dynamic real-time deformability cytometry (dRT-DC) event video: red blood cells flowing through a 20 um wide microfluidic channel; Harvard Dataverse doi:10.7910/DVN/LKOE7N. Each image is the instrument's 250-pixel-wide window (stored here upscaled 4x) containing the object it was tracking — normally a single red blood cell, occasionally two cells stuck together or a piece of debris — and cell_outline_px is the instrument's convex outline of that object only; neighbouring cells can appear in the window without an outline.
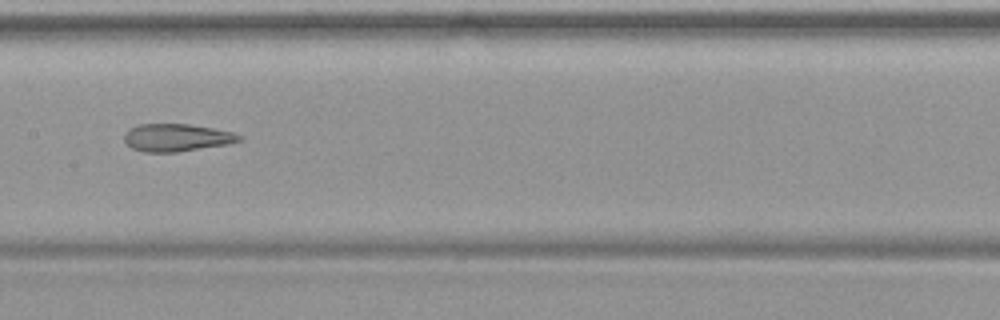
{"species": "common noctule bat (a hibernating species)", "species_latin": "Nyctalus noctula", "temperature_condition": "warm", "stored_images_in_passage": 35, "camera_frame_rate_fps": 3000, "um_per_image_px": 0.085, "animal": {"sex": "female", "body_mass_g": 19.9}, "frame": {"image": 1, "passage_image": 11, "time_ms": 3.333, "image_size_px": [1000, 320], "cell_outline_px": [[244, 136], [240, 140], [228, 144], [176, 152], [144, 152], [132, 148], [124, 140], [124, 132], [128, 128], [140, 124], [188, 124], [212, 128], [232, 132]], "centroid_in_image_um": [14.99, 11.69], "position_along_channel_um": 192.4, "area_um2": 18.44}}
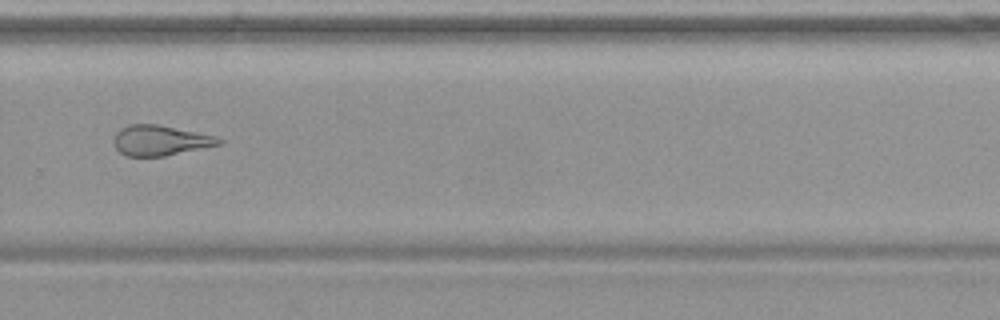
{"frame": {"image": 2, "passage_image": 20, "time_ms": 6.333, "image_size_px": [1000, 320], "cell_outline_px": [[224, 140], [220, 144], [164, 156], [124, 156], [116, 148], [112, 140], [116, 132], [120, 128], [128, 124], [156, 124], [216, 136]], "centroid_in_image_um": [13.57, 11.93], "position_along_channel_um": 316.2, "area_um2": 18.44}}